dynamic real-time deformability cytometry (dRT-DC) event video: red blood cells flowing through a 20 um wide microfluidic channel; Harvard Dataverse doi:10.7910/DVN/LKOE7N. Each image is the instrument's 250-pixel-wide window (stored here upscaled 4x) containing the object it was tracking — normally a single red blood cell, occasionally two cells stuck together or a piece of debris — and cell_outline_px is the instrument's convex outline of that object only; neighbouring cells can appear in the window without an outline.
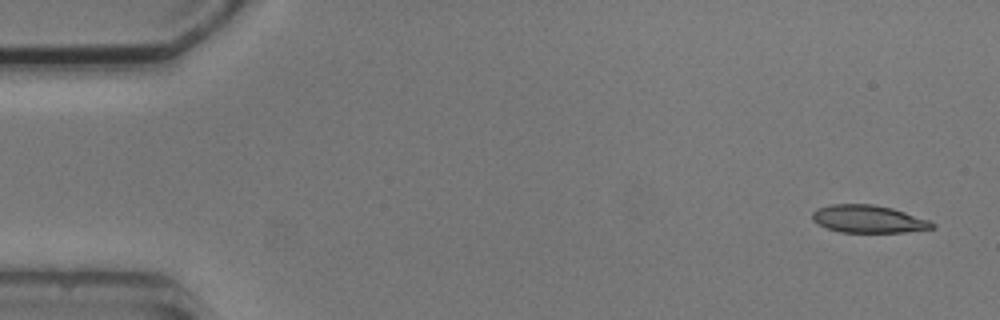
{"species": "common noctule bat (a hibernating species)", "species_latin": "Nyctalus noctula", "temperature_condition": "cold", "stored_images_in_passage": 6, "camera_frame_rate_fps": 3000, "um_per_image_px": 0.085, "animal": {"sex": "male", "body_mass_g": 20.5, "forearm_length_mm": 52.5}, "frame": {"image": 1, "passage_image": 1, "time_ms": 0.0, "image_size_px": [1000, 320], "cell_outline_px": [[936, 228], [904, 232], [840, 232], [828, 228], [812, 220], [812, 212], [816, 208], [828, 204], [872, 204], [892, 208], [928, 220], [936, 224]], "centroid_in_image_um": [73.79, 18.61], "position_along_channel_um": 11.2, "area_um2": 19.25}}
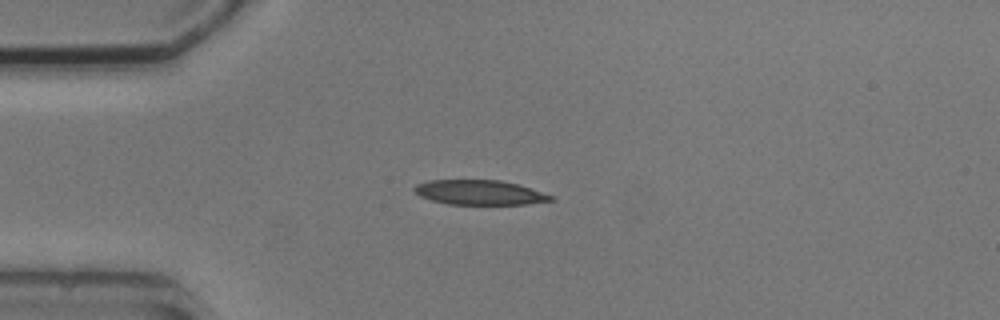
{"frame": {"image": 2, "passage_image": 4, "time_ms": 3.667, "image_size_px": [1000, 320], "cell_outline_px": [[556, 200], [528, 204], [448, 204], [432, 200], [420, 196], [412, 188], [416, 184], [428, 180], [500, 180], [516, 184], [552, 196]], "centroid_in_image_um": [40.72, 16.36], "position_along_channel_um": 44.3, "area_um2": 19.42}}